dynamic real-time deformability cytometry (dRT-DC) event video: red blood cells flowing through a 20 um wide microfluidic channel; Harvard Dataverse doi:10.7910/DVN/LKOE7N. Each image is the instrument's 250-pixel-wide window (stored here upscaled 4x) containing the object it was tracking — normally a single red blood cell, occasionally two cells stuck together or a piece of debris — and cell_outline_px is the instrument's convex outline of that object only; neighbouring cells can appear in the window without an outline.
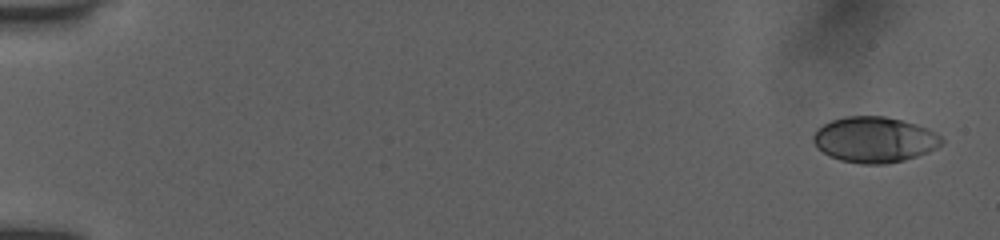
{"species": "human", "species_latin": "Homo sapiens", "temperature_condition": "room temperature", "stored_images_in_passage": 11, "camera_frame_rate_fps": 3000, "um_per_image_px": 0.085, "donor": {"sex": "female"}, "frame": {"image": 1, "passage_image": 1, "time_ms": 0.0, "image_size_px": [1000, 240], "cell_outline_px": [[944, 144], [928, 152], [904, 160], [884, 164], [860, 164], [840, 160], [828, 156], [816, 148], [812, 140], [812, 136], [816, 128], [832, 120], [844, 116], [884, 116], [916, 124], [928, 128], [936, 132], [944, 140]], "centroid_in_image_um": [74.3, 11.87], "position_along_channel_um": 10.7, "area_um2": 34.51}}
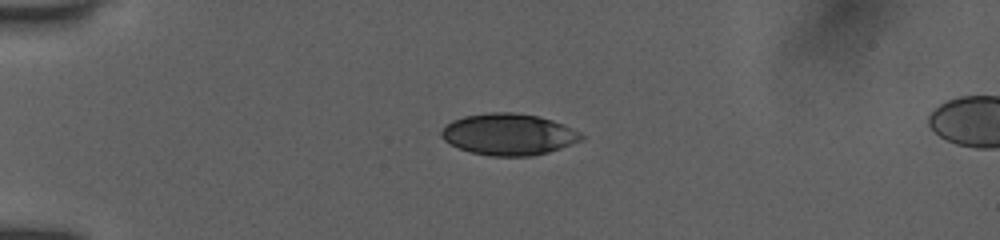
{"frame": {"image": 2, "passage_image": 7, "time_ms": 4.0, "image_size_px": [1000, 240], "cell_outline_px": [[584, 136], [580, 140], [560, 148], [548, 152], [532, 156], [488, 156], [472, 152], [460, 148], [444, 140], [440, 136], [440, 132], [444, 124], [452, 120], [464, 116], [492, 112], [512, 112], [540, 116], [564, 124], [580, 132]], "centroid_in_image_um": [43.21, 11.41], "position_along_channel_um": 41.8, "area_um2": 33.87}}
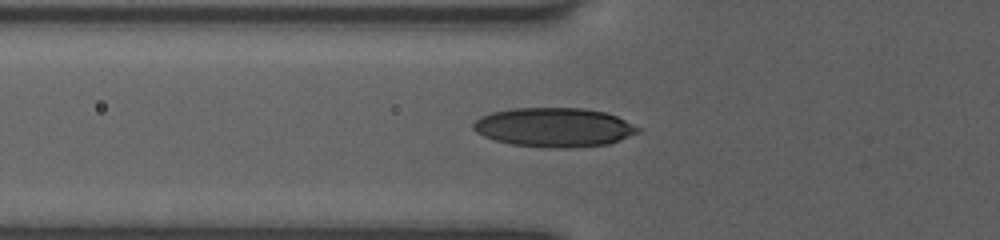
{"frame": {"image": 3, "passage_image": 10, "time_ms": 6.0, "image_size_px": [1000, 240], "cell_outline_px": [[640, 132], [608, 144], [568, 148], [548, 148], [512, 144], [496, 140], [484, 136], [476, 132], [472, 128], [472, 124], [480, 116], [492, 112], [512, 108], [584, 108], [604, 112], [616, 116], [640, 128]], "centroid_in_image_um": [47.07, 10.82], "position_along_channel_um": 78.7, "area_um2": 37.51}}